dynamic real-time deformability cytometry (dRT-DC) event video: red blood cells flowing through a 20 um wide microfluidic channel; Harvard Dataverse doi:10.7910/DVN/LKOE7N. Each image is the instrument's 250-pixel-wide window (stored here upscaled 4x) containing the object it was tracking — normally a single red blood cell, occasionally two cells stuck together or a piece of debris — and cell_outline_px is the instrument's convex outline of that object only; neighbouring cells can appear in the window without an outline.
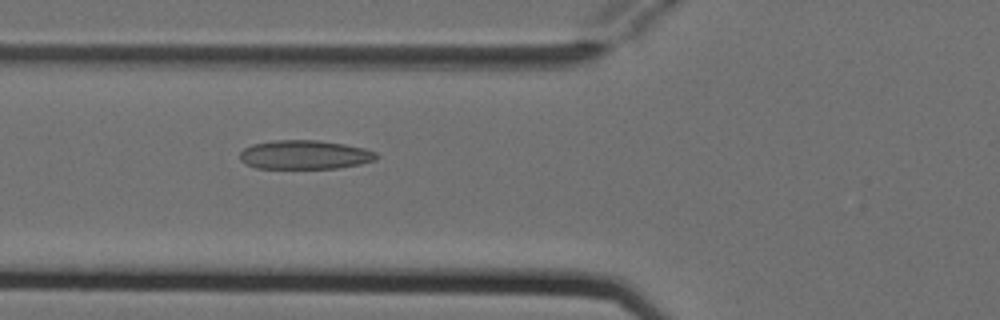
{"species": "Egyptian fruit bat (a non-hibernating species)", "species_latin": "Rousettus aegyptiacus", "temperature_condition": "cold", "stored_images_in_passage": 2, "camera_frame_rate_fps": 3000, "um_per_image_px": 0.085, "animal": {"sex": "female"}, "frame": {"image": 1, "passage_image": 2, "time_ms": 0.333, "image_size_px": [1000, 320], "cell_outline_px": [[380, 156], [376, 160], [360, 164], [340, 168], [256, 168], [244, 164], [240, 160], [240, 152], [244, 148], [252, 144], [276, 140], [316, 140], [344, 144], [364, 148], [376, 152]], "centroid_in_image_um": [25.91, 13.16], "position_along_channel_um": 99.9, "area_um2": 23.18}}